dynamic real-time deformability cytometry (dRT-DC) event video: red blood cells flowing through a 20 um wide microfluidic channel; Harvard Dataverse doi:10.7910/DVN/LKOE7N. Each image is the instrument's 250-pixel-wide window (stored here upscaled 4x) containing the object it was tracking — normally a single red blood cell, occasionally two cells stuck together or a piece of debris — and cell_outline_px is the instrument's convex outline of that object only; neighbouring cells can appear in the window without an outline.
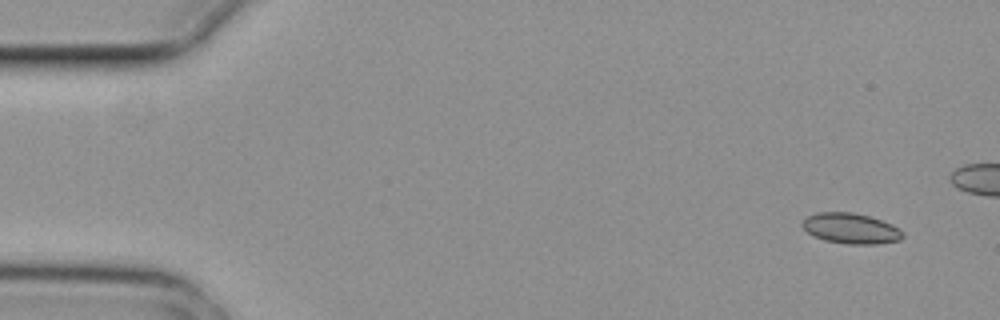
{"species": "common noctule bat (a hibernating species)", "species_latin": "Nyctalus noctula", "temperature_condition": "cold", "stored_images_in_passage": 8, "segment_of_instrument_passage": [1, 2], "camera_frame_rate_fps": 3000, "um_per_image_px": 0.085, "animal": {"sex": "female", "body_mass_g": 29.2, "forearm_length_mm": 56.3}, "frame": {"image": 1, "passage_image": 2, "time_ms": 0.333, "image_size_px": [1000, 320], "cell_outline_px": [[904, 236], [900, 240], [876, 244], [848, 244], [824, 240], [808, 232], [800, 224], [808, 216], [816, 212], [852, 212], [868, 216], [892, 224], [904, 232]], "centroid_in_image_um": [72.34, 19.41], "position_along_channel_um": 12.7, "area_um2": 17.74}}
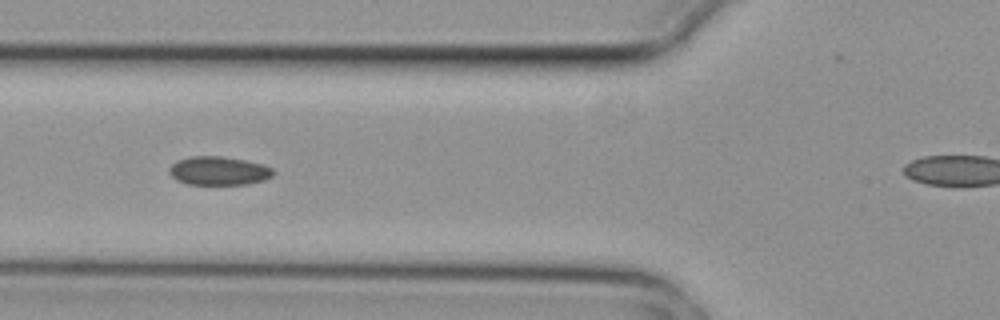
{"frame": {"image": 2, "passage_image": 6, "time_ms": 1.667, "image_size_px": [1000, 320], "cell_outline_px": [[276, 172], [272, 176], [264, 180], [248, 184], [188, 184], [176, 180], [172, 176], [168, 168], [176, 160], [192, 156], [220, 156], [244, 160], [260, 164], [272, 168]], "centroid_in_image_um": [18.58, 14.52], "position_along_channel_um": 107.2, "area_um2": 17.28}}
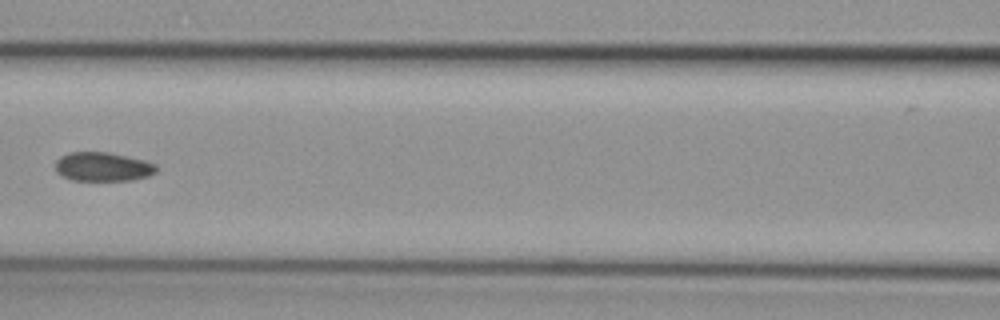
{"frame": {"image": 3, "passage_image": 7, "time_ms": 2.0, "image_size_px": [1000, 320], "cell_outline_px": [[156, 172], [148, 176], [132, 180], [72, 180], [60, 176], [56, 172], [56, 160], [60, 156], [68, 152], [108, 152], [128, 156], [144, 160], [156, 164]], "centroid_in_image_um": [8.71, 14.17], "position_along_channel_um": 157.9, "area_um2": 17.17}}